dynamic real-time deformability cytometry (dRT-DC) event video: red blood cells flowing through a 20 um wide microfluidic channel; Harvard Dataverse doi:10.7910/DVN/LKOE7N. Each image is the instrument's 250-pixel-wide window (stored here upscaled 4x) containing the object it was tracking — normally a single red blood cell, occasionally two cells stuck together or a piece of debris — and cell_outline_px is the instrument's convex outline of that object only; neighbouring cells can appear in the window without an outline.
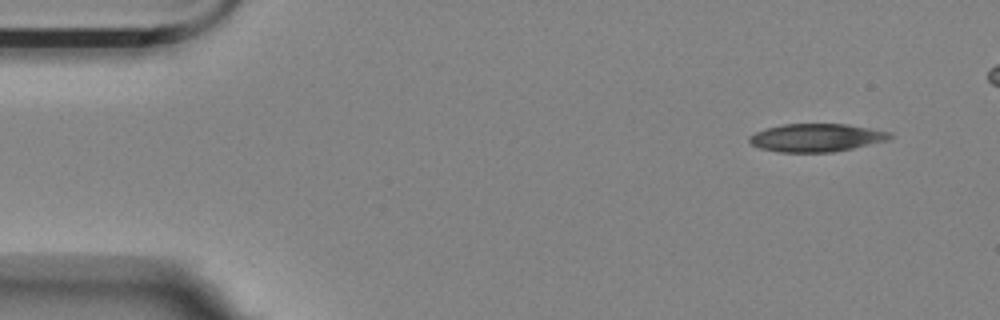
{"species": "Egyptian fruit bat (a non-hibernating species)", "species_latin": "Rousettus aegyptiacus", "temperature_condition": "room temperature", "stored_images_in_passage": 4, "camera_frame_rate_fps": 3000, "um_per_image_px": 0.085, "animal": {"sex": "female"}, "frame": {"image": 1, "passage_image": 1, "time_ms": 0.0, "image_size_px": [1000, 320], "cell_outline_px": [[892, 136], [888, 140], [852, 148], [832, 152], [776, 152], [760, 148], [752, 144], [748, 140], [748, 136], [756, 132], [768, 128], [784, 124], [848, 124], [892, 132]], "centroid_in_image_um": [69.39, 11.7], "position_along_channel_um": 15.6, "area_um2": 22.89}}